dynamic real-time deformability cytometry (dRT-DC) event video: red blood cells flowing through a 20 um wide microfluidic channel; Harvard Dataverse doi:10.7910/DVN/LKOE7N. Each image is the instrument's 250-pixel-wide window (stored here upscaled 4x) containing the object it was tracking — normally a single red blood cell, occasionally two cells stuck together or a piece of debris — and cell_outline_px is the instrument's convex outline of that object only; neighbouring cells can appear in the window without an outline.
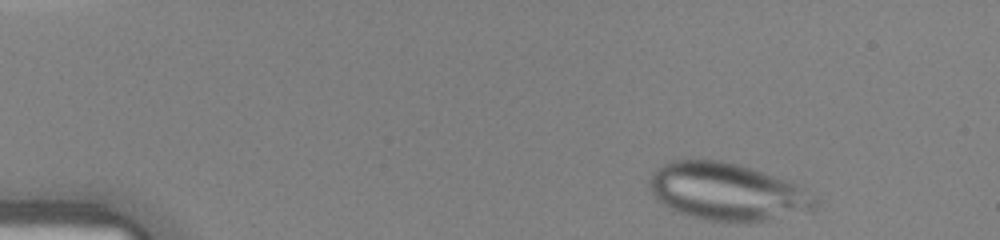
{"species": "human", "species_latin": "Homo sapiens", "temperature_condition": "warm", "stored_images_in_passage": 33, "camera_frame_rate_fps": 3000, "um_per_image_px": 0.085, "donor": {"sex": "female"}, "frame": {"image": 1, "passage_image": 1, "time_ms": 0.0, "image_size_px": [1000, 240], "cell_outline_px": [[820, 200], [816, 208], [812, 212], [748, 224], [704, 220], [680, 212], [664, 204], [652, 192], [648, 184], [648, 180], [652, 172], [656, 168], [672, 160], [720, 160], [736, 164], [796, 184]], "centroid_in_image_um": [61.86, 16.34], "position_along_channel_um": 23.1, "area_um2": 55.55}}
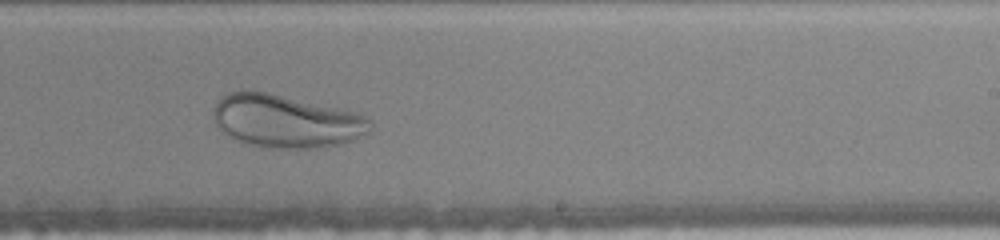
{"frame": {"image": 2, "passage_image": 23, "time_ms": 7.333, "image_size_px": [1000, 240], "cell_outline_px": [[372, 132], [368, 136], [344, 144], [324, 148], [260, 148], [244, 144], [228, 136], [216, 128], [212, 112], [212, 108], [216, 100], [220, 96], [228, 92], [268, 92], [360, 112], [368, 116], [372, 120]], "centroid_in_image_um": [24.37, 10.33], "position_along_channel_um": 264.6, "area_um2": 50.0}}
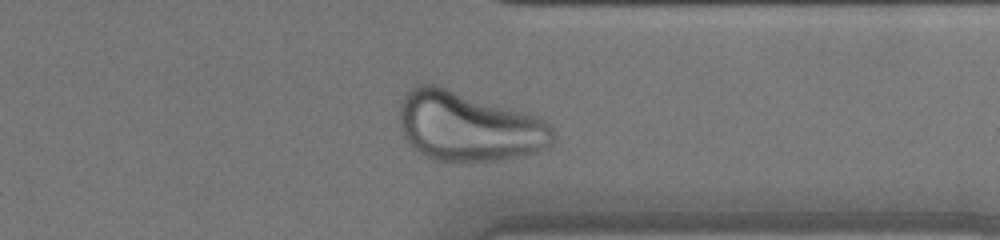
{"frame": {"image": 3, "passage_image": 30, "time_ms": 9.667, "image_size_px": [1000, 240], "cell_outline_px": [[556, 136], [552, 144], [548, 148], [540, 152], [500, 160], [468, 164], [460, 164], [432, 160], [424, 156], [404, 136], [400, 124], [400, 104], [404, 96], [416, 84], [436, 84], [540, 116], [552, 128]], "centroid_in_image_um": [39.87, 10.79], "position_along_channel_um": 371.5, "area_um2": 63.35}}